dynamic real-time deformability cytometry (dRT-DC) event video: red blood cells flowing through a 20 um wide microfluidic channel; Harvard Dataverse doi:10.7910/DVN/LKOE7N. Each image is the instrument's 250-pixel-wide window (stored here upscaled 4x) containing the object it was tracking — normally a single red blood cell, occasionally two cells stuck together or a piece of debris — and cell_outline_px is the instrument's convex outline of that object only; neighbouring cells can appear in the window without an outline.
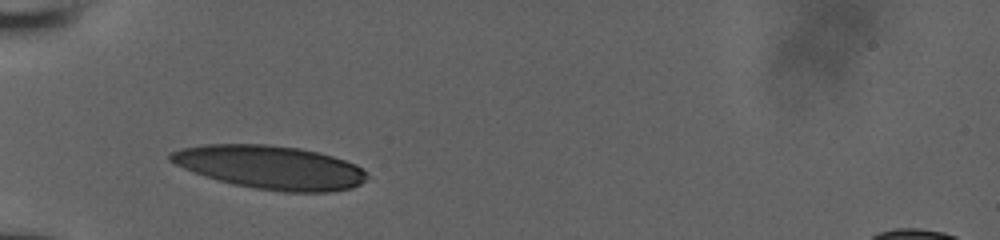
{"species": "human", "species_latin": "Homo sapiens", "temperature_condition": "room temperature", "stored_images_in_passage": 27, "camera_frame_rate_fps": 3000, "um_per_image_px": 0.085, "donor": {"sex": "male"}, "frame": {"image": 1, "passage_image": 1, "time_ms": 0.0, "image_size_px": [1000, 240], "cell_outline_px": [[368, 180], [352, 188], [332, 192], [284, 192], [256, 188], [232, 184], [204, 176], [184, 168], [168, 160], [168, 152], [180, 148], [204, 144], [268, 144], [300, 148], [332, 156], [356, 164], [368, 176]], "centroid_in_image_um": [22.96, 14.22], "position_along_channel_um": 62.0, "area_um2": 49.94}}
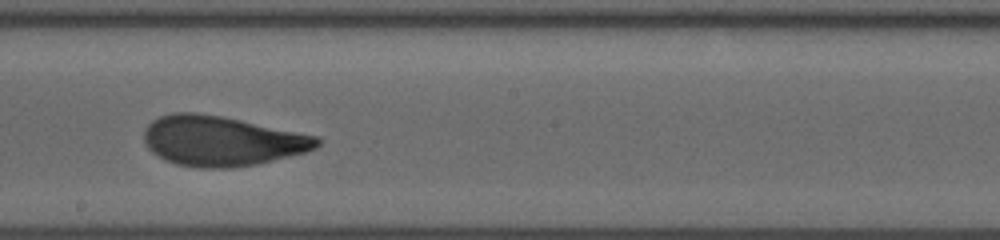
{"frame": {"image": 2, "passage_image": 14, "time_ms": 4.333, "image_size_px": [1000, 240], "cell_outline_px": [[324, 140], [316, 148], [304, 152], [256, 164], [228, 168], [200, 168], [176, 164], [164, 160], [152, 152], [144, 144], [144, 128], [152, 120], [160, 116], [172, 112], [196, 112], [220, 116], [320, 136]], "centroid_in_image_um": [18.82, 11.97], "position_along_channel_um": 229.4, "area_um2": 50.52}}
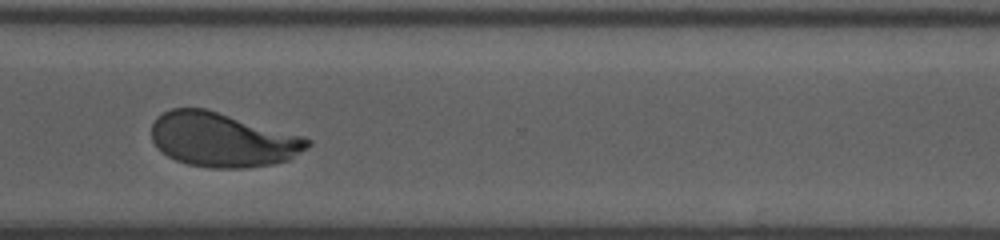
{"frame": {"image": 3, "passage_image": 23, "time_ms": 7.333, "image_size_px": [1000, 240], "cell_outline_px": [[312, 144], [308, 148], [288, 160], [272, 164], [248, 168], [212, 168], [188, 164], [176, 160], [168, 156], [156, 148], [152, 140], [152, 124], [156, 116], [172, 108], [204, 108], [304, 136], [312, 140]], "centroid_in_image_um": [18.91, 11.88], "position_along_channel_um": 351.7, "area_um2": 49.48}}